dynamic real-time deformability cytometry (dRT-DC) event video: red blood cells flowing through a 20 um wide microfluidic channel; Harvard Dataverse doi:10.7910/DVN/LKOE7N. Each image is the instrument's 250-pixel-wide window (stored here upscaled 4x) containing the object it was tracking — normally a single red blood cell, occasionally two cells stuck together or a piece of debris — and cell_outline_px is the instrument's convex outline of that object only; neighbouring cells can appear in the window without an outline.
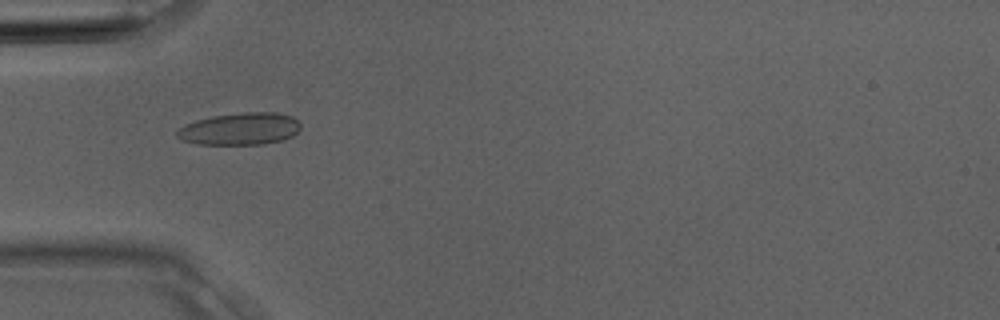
{"species": "Egyptian fruit bat (a non-hibernating species)", "species_latin": "Rousettus aegyptiacus", "temperature_condition": "room temperature", "stored_images_in_passage": 3, "camera_frame_rate_fps": 3000, "um_per_image_px": 0.085, "animal": {"sex": "male"}, "frame": {"image": 1, "passage_image": 3, "time_ms": 0.667, "image_size_px": [1000, 320], "cell_outline_px": [[300, 128], [292, 136], [284, 140], [264, 144], [196, 144], [184, 140], [176, 136], [176, 132], [184, 124], [196, 120], [212, 116], [244, 112], [276, 112], [292, 116], [300, 124]], "centroid_in_image_um": [20.41, 10.95], "position_along_channel_um": 64.6, "area_um2": 23.18}}